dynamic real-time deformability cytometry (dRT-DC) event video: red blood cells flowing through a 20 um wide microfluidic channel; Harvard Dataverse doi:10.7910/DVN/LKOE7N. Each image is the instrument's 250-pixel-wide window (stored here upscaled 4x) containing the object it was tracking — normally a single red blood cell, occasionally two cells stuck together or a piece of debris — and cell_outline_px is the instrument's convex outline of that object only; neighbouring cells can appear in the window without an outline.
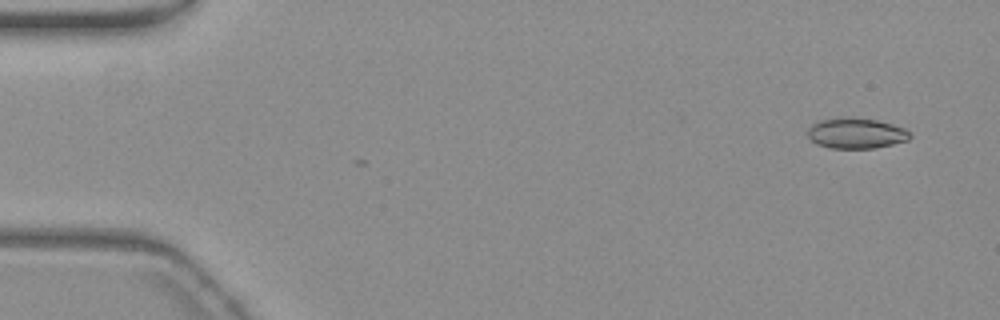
{"species": "common noctule bat (a hibernating species)", "species_latin": "Nyctalus noctula", "temperature_condition": "warm", "stored_images_in_passage": 3, "camera_frame_rate_fps": 3000, "um_per_image_px": 0.085, "animal": {"sex": "female", "body_mass_g": 19.3, "forearm_length_mm": 54.1}, "frame": {"image": 1, "passage_image": 3, "time_ms": 0.667, "image_size_px": [1000, 320], "cell_outline_px": [[912, 136], [908, 140], [892, 144], [872, 148], [832, 148], [816, 144], [808, 136], [808, 128], [812, 124], [820, 120], [844, 116], [852, 116], [876, 120], [892, 124], [904, 128], [912, 132]], "centroid_in_image_um": [72.78, 11.3], "position_along_channel_um": 12.2, "area_um2": 18.38}}